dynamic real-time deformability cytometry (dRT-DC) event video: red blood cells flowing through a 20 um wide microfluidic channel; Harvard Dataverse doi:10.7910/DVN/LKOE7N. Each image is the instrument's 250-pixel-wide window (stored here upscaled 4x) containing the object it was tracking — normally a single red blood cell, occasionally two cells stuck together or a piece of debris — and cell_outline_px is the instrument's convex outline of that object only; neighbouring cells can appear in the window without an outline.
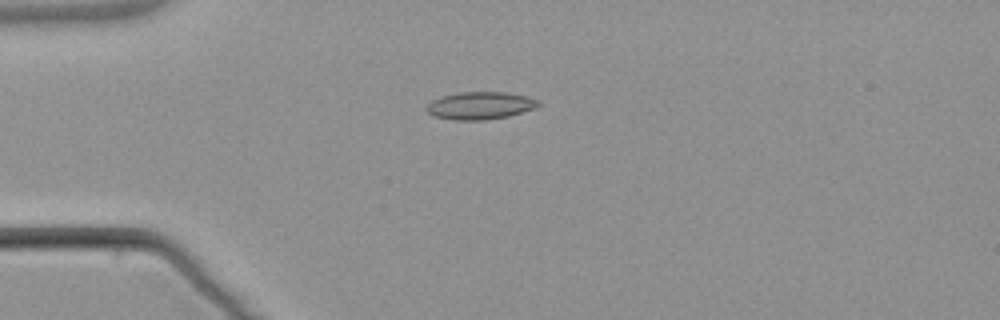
{"species": "common noctule bat (a hibernating species)", "species_latin": "Nyctalus noctula", "temperature_condition": "warm", "stored_images_in_passage": 5, "camera_frame_rate_fps": 3000, "um_per_image_px": 0.085, "animal": {"sex": "male", "body_mass_g": 21.5, "forearm_length_mm": 52.0}, "frame": {"image": 1, "passage_image": 4, "time_ms": 4.333, "image_size_px": [1000, 320], "cell_outline_px": [[540, 104], [536, 108], [508, 116], [484, 120], [456, 120], [432, 116], [424, 108], [432, 100], [440, 96], [460, 92], [504, 92], [524, 96], [540, 100]], "centroid_in_image_um": [40.79, 8.97], "position_along_channel_um": 44.2, "area_um2": 17.98}}